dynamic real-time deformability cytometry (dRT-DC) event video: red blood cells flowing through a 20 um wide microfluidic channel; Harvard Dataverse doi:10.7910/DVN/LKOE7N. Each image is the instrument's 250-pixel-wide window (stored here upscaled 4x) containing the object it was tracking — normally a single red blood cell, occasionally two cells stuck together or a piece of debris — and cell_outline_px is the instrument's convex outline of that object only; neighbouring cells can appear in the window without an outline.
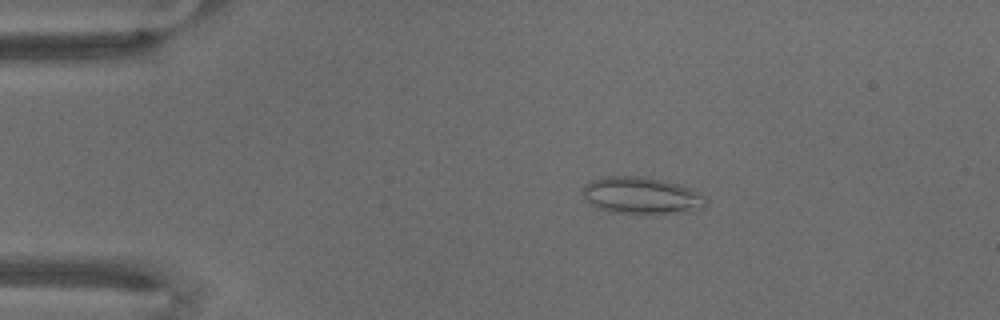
{"species": "common noctule bat (a hibernating species)", "species_latin": "Nyctalus noctula", "temperature_condition": "warm", "stored_images_in_passage": 70, "camera_frame_rate_fps": 3000, "um_per_image_px": 0.085, "animal": {"sex": "male", "body_mass_g": 18.8}, "frame": {"image": 1, "passage_image": 13, "time_ms": 4.0, "image_size_px": [1000, 320], "cell_outline_px": [[708, 204], [684, 212], [644, 216], [608, 212], [592, 204], [584, 196], [584, 184], [592, 180], [604, 176], [644, 176], [676, 184], [688, 188], [704, 196], [708, 200]], "centroid_in_image_um": [54.5, 16.65], "position_along_channel_um": 30.5, "area_um2": 26.7}}
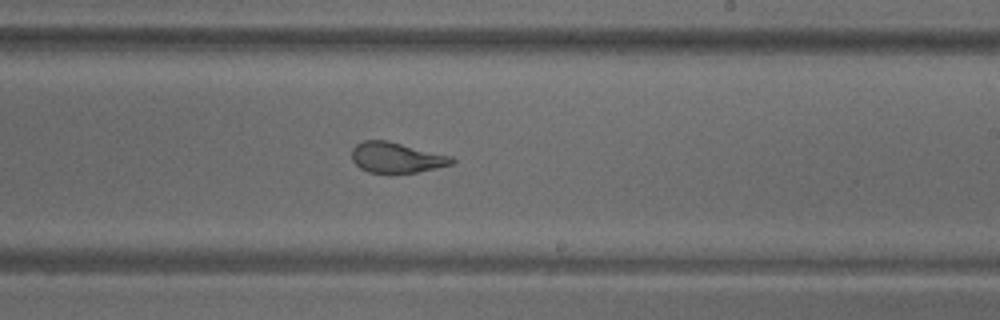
{"frame": {"image": 2, "passage_image": 42, "time_ms": 13.667, "image_size_px": [1000, 320], "cell_outline_px": [[456, 160], [452, 164], [436, 168], [416, 172], [388, 176], [368, 172], [360, 168], [352, 160], [352, 148], [356, 144], [364, 140], [388, 140], [452, 156]], "centroid_in_image_um": [33.68, 13.42], "position_along_channel_um": 255.3, "area_um2": 18.38}}
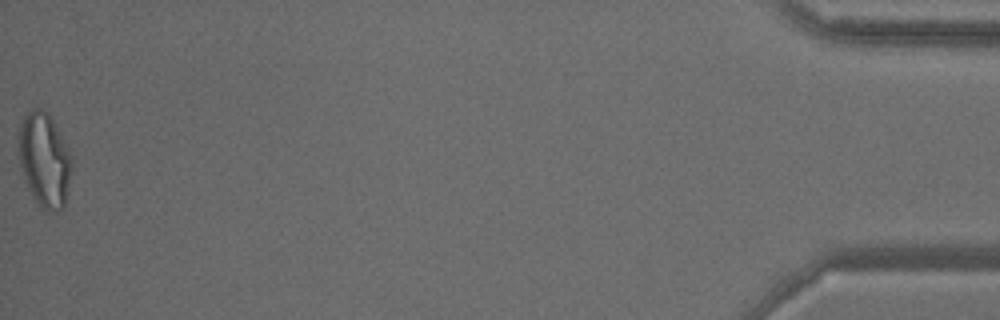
{"frame": {"image": 3, "passage_image": 70, "time_ms": 23.0, "image_size_px": [1000, 320], "cell_outline_px": [[72, 168], [68, 192], [64, 208], [56, 212], [48, 212], [40, 208], [36, 204], [24, 180], [20, 164], [20, 124], [24, 116], [32, 108], [40, 108], [48, 112], [68, 148], [72, 156]], "centroid_in_image_um": [3.81, 13.65], "position_along_channel_um": 431.4, "area_um2": 29.36}}